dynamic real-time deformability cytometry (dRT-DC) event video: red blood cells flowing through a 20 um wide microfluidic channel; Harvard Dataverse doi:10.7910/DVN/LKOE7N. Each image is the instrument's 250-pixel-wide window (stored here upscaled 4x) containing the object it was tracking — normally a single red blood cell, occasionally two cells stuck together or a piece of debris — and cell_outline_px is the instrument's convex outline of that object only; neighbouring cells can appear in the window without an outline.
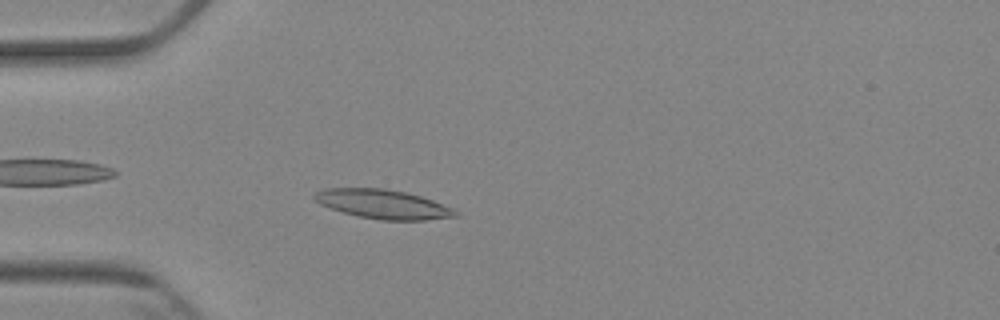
{"species": "Egyptian fruit bat (a non-hibernating species)", "species_latin": "Rousettus aegyptiacus", "temperature_condition": "cold", "stored_images_in_passage": 4, "camera_frame_rate_fps": 3000, "um_per_image_px": 0.085, "animal": {"sex": "female"}, "frame": {"image": 1, "passage_image": 4, "time_ms": 3.667, "image_size_px": [1000, 320], "cell_outline_px": [[460, 212], [456, 216], [424, 220], [380, 220], [360, 216], [344, 212], [320, 204], [312, 196], [316, 192], [324, 188], [384, 188], [408, 192], [432, 200], [452, 208]], "centroid_in_image_um": [32.56, 17.34], "position_along_channel_um": 52.4, "area_um2": 23.76}}